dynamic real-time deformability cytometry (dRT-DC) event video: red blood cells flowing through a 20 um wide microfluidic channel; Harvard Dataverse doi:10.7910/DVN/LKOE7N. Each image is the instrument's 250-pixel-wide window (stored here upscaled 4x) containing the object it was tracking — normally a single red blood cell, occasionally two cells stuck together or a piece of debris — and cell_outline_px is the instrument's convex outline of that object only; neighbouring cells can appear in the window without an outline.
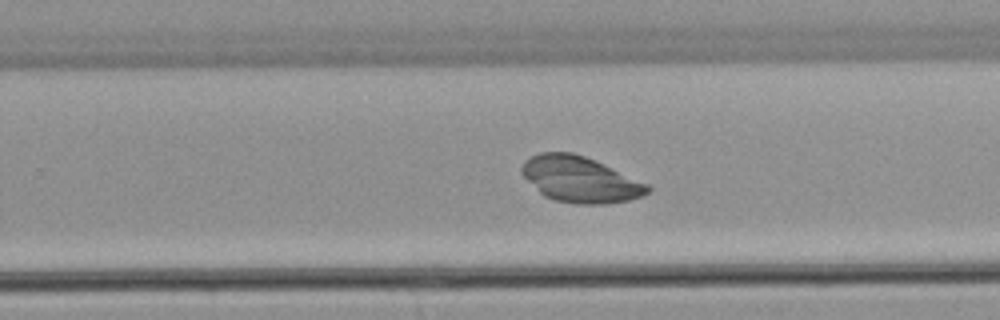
{"species": "common noctule bat (a hibernating species)", "species_latin": "Nyctalus noctula", "temperature_condition": "warm", "stored_images_in_passage": 54, "camera_frame_rate_fps": 3000, "um_per_image_px": 0.085, "animal": {"sex": "male", "body_mass_g": 21.5, "forearm_length_mm": 52.0}, "frame": {"image": 1, "passage_image": 35, "time_ms": 11.333, "image_size_px": [1000, 320], "cell_outline_px": [[652, 188], [648, 192], [640, 196], [628, 200], [604, 204], [576, 204], [556, 200], [544, 196], [520, 172], [520, 168], [524, 160], [540, 152], [572, 152], [584, 156], [648, 184]], "centroid_in_image_um": [49.28, 15.25], "position_along_channel_um": 280.5, "area_um2": 33.18}}
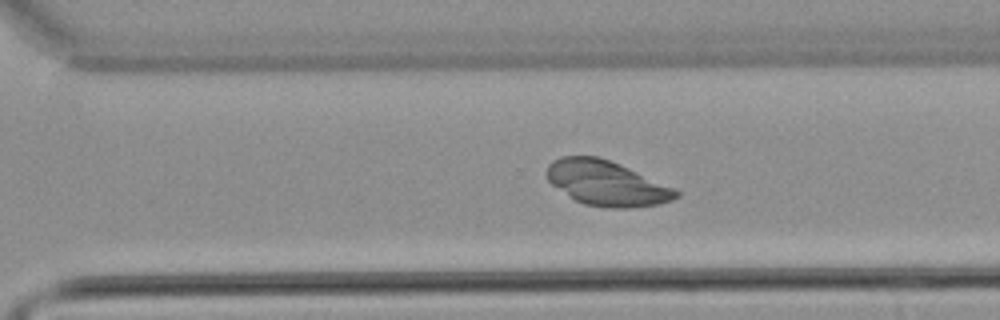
{"frame": {"image": 2, "passage_image": 38, "time_ms": 12.333, "image_size_px": [1000, 320], "cell_outline_px": [[680, 196], [672, 200], [660, 204], [628, 208], [608, 208], [584, 204], [576, 200], [552, 184], [548, 180], [548, 164], [552, 160], [560, 156], [596, 156], [620, 164], [676, 188], [680, 192]], "centroid_in_image_um": [51.61, 15.58], "position_along_channel_um": 319.0, "area_um2": 33.76}}
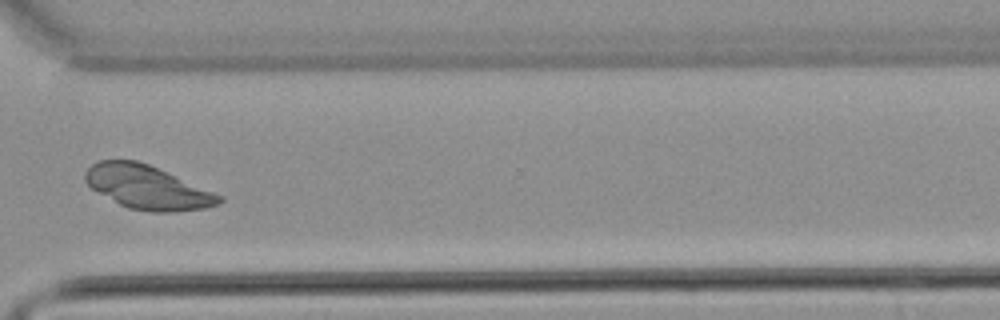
{"frame": {"image": 3, "passage_image": 41, "time_ms": 13.333, "image_size_px": [1000, 320], "cell_outline_px": [[224, 200], [216, 204], [204, 208], [176, 212], [148, 212], [128, 208], [120, 204], [92, 188], [84, 180], [84, 172], [92, 164], [100, 160], [136, 160], [148, 164], [224, 196]], "centroid_in_image_um": [12.53, 15.92], "position_along_channel_um": 358.1, "area_um2": 33.87}}